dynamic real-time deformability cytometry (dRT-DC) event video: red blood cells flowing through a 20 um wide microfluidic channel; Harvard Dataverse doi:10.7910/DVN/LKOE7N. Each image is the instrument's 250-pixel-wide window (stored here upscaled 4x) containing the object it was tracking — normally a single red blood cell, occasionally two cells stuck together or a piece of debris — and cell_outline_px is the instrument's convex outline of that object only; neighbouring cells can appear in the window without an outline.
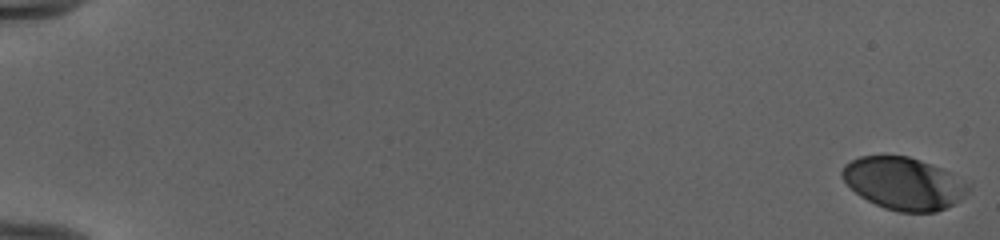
{"species": "human", "species_latin": "Homo sapiens", "temperature_condition": "cold", "stored_images_in_passage": 54, "camera_frame_rate_fps": 3000, "um_per_image_px": 0.085, "donor": {"sex": "female"}, "frame": {"image": 1, "passage_image": 1, "time_ms": 0.0, "image_size_px": [1000, 240], "cell_outline_px": [[972, 188], [960, 200], [936, 212], [900, 212], [884, 208], [860, 196], [840, 176], [840, 172], [844, 164], [860, 156], [908, 156], [920, 160], [940, 168], [972, 184]], "centroid_in_image_um": [76.82, 15.59], "position_along_channel_um": 8.2, "area_um2": 38.32}}
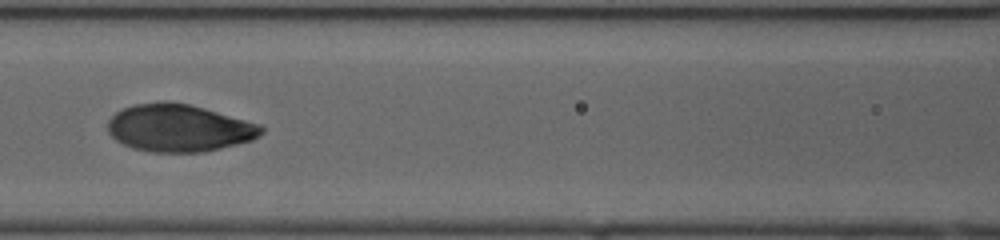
{"frame": {"image": 2, "passage_image": 27, "time_ms": 8.667, "image_size_px": [1000, 240], "cell_outline_px": [[264, 132], [260, 136], [252, 140], [204, 152], [148, 152], [132, 148], [116, 140], [108, 132], [108, 120], [116, 112], [132, 104], [188, 104], [204, 108], [260, 124], [264, 128]], "centroid_in_image_um": [15.23, 10.92], "position_along_channel_um": 151.4, "area_um2": 41.73}}
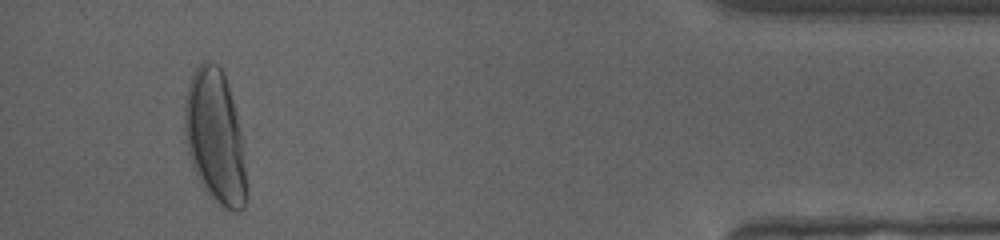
{"frame": {"image": 3, "passage_image": 51, "time_ms": 16.667, "image_size_px": [1000, 240], "cell_outline_px": [[244, 208], [224, 208], [204, 188], [192, 164], [188, 152], [184, 128], [184, 100], [188, 84], [196, 68], [204, 60], [208, 60], [216, 64], [224, 72], [228, 84], [244, 140]], "centroid_in_image_um": [18.26, 11.52], "position_along_channel_um": 416.9, "area_um2": 47.34}, "authors_computed_cell_mechanics": {"area_um2": 40.6623, "velocity_mm_per_s": 3.9753, "shape_relaxation_time_tau1_ms": 3.9923, "shape_relaxation_time_tau2_ms": null, "deformation_change_tau1": 0.2032, "deformation_change_tau2": null}}